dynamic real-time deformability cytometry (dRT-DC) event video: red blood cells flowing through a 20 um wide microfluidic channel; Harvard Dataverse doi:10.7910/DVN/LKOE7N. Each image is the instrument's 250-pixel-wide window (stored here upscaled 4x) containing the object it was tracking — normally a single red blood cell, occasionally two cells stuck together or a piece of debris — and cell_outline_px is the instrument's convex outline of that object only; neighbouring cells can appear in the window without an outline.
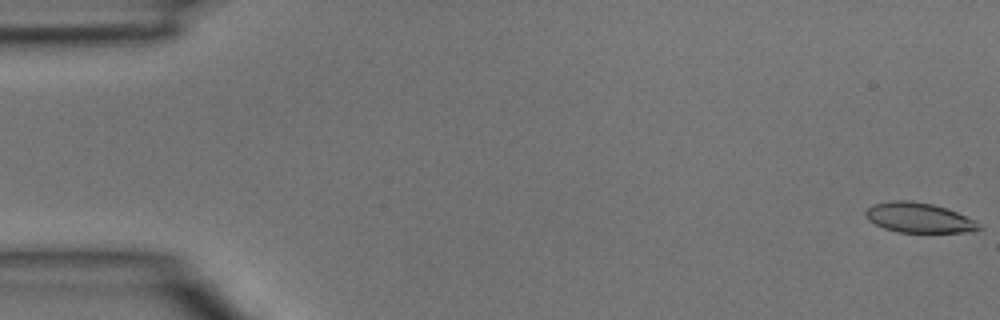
{"species": "common noctule bat (a hibernating species)", "species_latin": "Nyctalus noctula", "temperature_condition": "room temperature", "stored_images_in_passage": 45, "camera_frame_rate_fps": 3000, "um_per_image_px": 0.085, "animal": {"sex": "male", "body_mass_g": 15.6}, "frame": {"image": 1, "passage_image": 1, "time_ms": 0.0, "image_size_px": [1000, 320], "cell_outline_px": [[984, 228], [964, 232], [896, 232], [884, 228], [868, 220], [864, 212], [872, 204], [892, 200], [912, 200], [932, 204], [948, 208], [976, 220]], "centroid_in_image_um": [78.11, 18.49], "position_along_channel_um": 6.9, "area_um2": 19.94}}
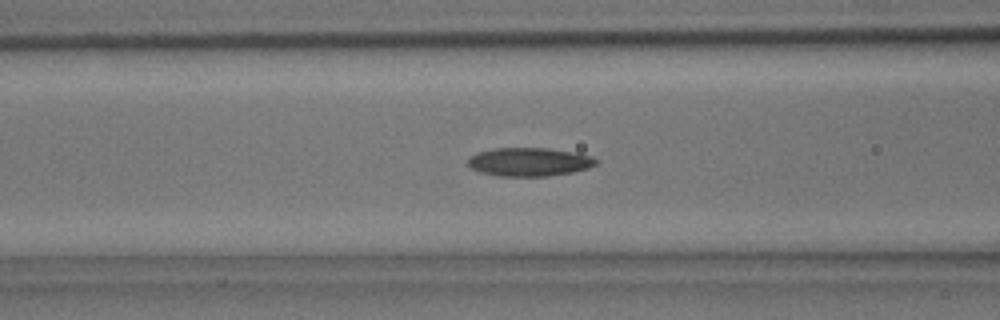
{"frame": {"image": 2, "passage_image": 18, "time_ms": 5.667, "image_size_px": [1000, 320], "cell_outline_px": [[600, 160], [596, 164], [588, 168], [572, 172], [548, 176], [496, 176], [480, 172], [472, 168], [468, 164], [468, 156], [480, 152], [496, 148], [548, 148], [576, 152], [592, 156]], "centroid_in_image_um": [45.02, 13.76], "position_along_channel_um": 121.6, "area_um2": 21.39}}
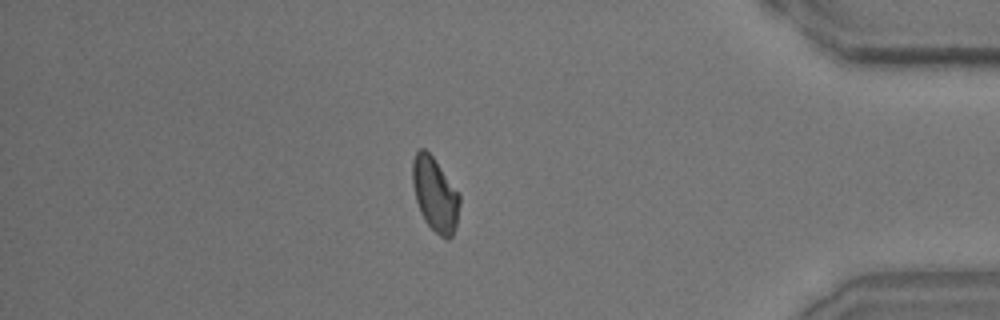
{"frame": {"image": 3, "passage_image": 39, "time_ms": 12.667, "image_size_px": [1000, 320], "cell_outline_px": [[460, 204], [456, 224], [452, 236], [448, 240], [440, 236], [424, 220], [420, 212], [416, 200], [412, 184], [412, 160], [416, 152], [420, 148], [424, 148], [432, 156], [460, 192]], "centroid_in_image_um": [36.98, 16.51], "position_along_channel_um": 398.2, "area_um2": 20.46}}